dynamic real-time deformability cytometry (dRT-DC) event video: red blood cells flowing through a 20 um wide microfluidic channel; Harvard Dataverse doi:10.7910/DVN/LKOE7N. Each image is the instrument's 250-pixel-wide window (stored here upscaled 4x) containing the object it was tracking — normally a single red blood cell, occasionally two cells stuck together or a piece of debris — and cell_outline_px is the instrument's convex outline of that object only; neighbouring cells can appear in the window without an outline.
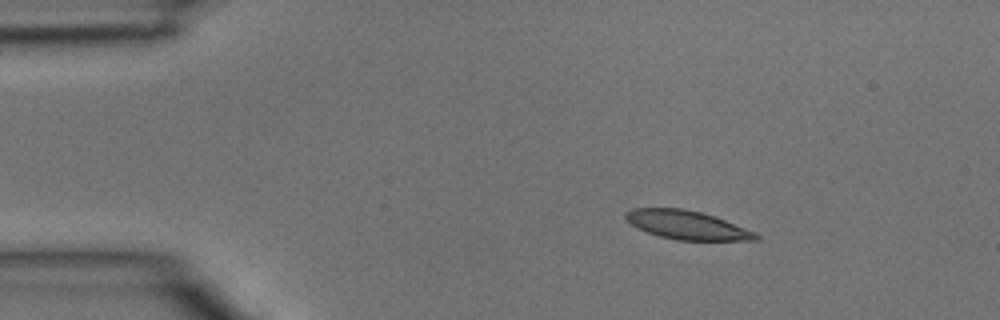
{"species": "common noctule bat (a hibernating species)", "species_latin": "Nyctalus noctula", "temperature_condition": "room temperature", "stored_images_in_passage": 3, "camera_frame_rate_fps": 3000, "um_per_image_px": 0.085, "animal": {"sex": "male", "body_mass_g": 15.6}, "frame": {"image": 1, "passage_image": 1, "time_ms": 0.0, "image_size_px": [1000, 320], "cell_outline_px": [[760, 240], [676, 240], [660, 236], [648, 232], [632, 224], [624, 216], [624, 212], [632, 208], [684, 208], [700, 212], [724, 220], [756, 232], [760, 236]], "centroid_in_image_um": [58.4, 19.12], "position_along_channel_um": 26.6, "area_um2": 21.5}}